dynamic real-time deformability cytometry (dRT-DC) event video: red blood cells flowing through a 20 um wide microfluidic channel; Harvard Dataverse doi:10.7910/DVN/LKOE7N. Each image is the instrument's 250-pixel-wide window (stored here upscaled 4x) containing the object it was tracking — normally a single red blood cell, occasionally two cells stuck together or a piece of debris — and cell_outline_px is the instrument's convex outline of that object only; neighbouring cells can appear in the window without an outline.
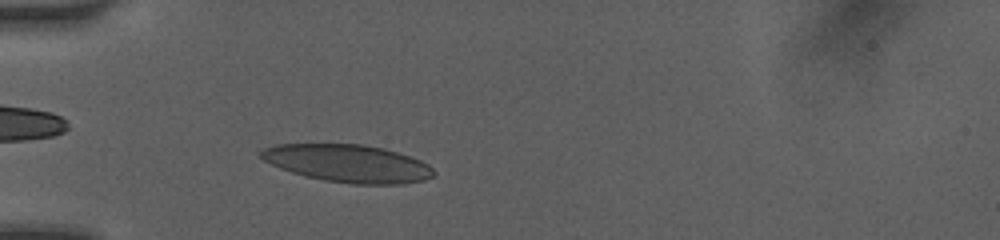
{"species": "human", "species_latin": "Homo sapiens", "temperature_condition": "room temperature", "stored_images_in_passage": 15, "camera_frame_rate_fps": 3000, "um_per_image_px": 0.085, "donor": {"sex": "female"}, "frame": {"image": 1, "passage_image": 7, "time_ms": 1.667, "image_size_px": [1000, 240], "cell_outline_px": [[436, 172], [432, 176], [424, 180], [404, 184], [352, 184], [324, 180], [304, 176], [280, 168], [264, 160], [260, 156], [260, 152], [264, 148], [276, 144], [360, 144], [384, 148], [420, 160], [428, 164]], "centroid_in_image_um": [29.57, 13.89], "position_along_channel_um": 55.4, "area_um2": 37.8}}
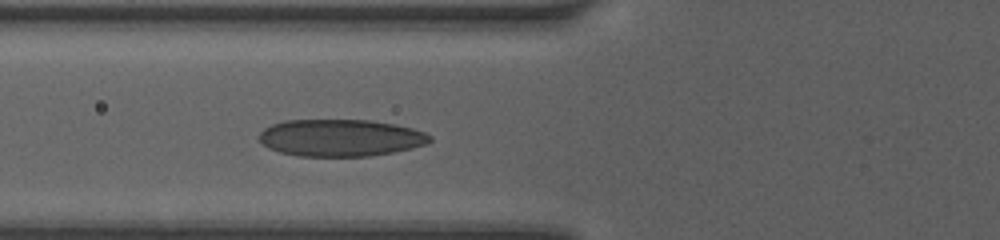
{"frame": {"image": 2, "passage_image": 12, "time_ms": 3.0, "image_size_px": [1000, 240], "cell_outline_px": [[432, 140], [428, 144], [412, 148], [392, 152], [368, 156], [296, 156], [280, 152], [268, 148], [260, 140], [260, 132], [264, 128], [272, 124], [284, 120], [372, 120], [396, 124], [412, 128], [424, 132], [432, 136]], "centroid_in_image_um": [28.96, 11.71], "position_along_channel_um": 96.8, "area_um2": 36.99}}